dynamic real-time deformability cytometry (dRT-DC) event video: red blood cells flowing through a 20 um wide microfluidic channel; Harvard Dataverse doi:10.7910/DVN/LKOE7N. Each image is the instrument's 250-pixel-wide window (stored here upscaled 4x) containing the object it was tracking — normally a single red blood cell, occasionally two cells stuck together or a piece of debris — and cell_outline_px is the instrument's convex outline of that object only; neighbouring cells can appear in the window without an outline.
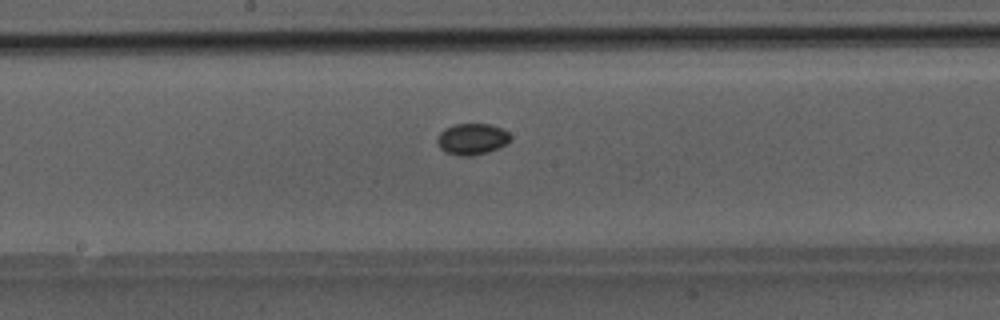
{"species": "Egyptian fruit bat (a non-hibernating species)", "species_latin": "Rousettus aegyptiacus", "temperature_condition": "room temperature", "stored_images_in_passage": 21, "camera_frame_rate_fps": 3000, "um_per_image_px": 0.085, "animal": {"sex": "male"}, "frame": {"image": 1, "passage_image": 12, "time_ms": 3.667, "image_size_px": [1000, 320], "cell_outline_px": [[512, 136], [504, 144], [488, 152], [472, 156], [460, 156], [444, 152], [440, 148], [436, 140], [440, 132], [444, 128], [456, 124], [488, 124], [504, 128]], "centroid_in_image_um": [40.1, 11.81], "position_along_channel_um": 208.1, "area_um2": 13.35}}
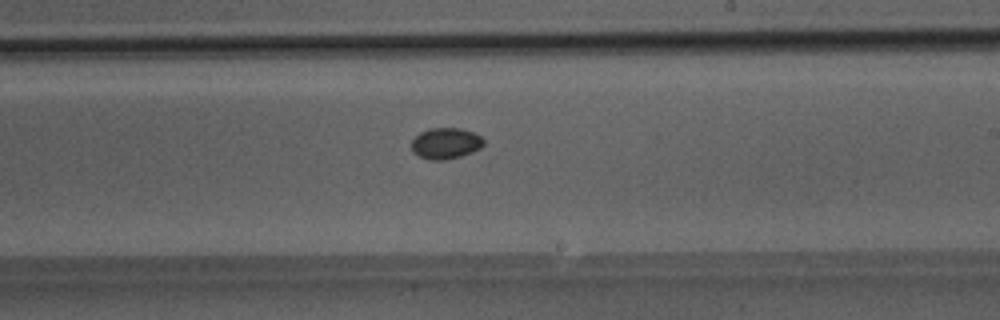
{"frame": {"image": 2, "passage_image": 15, "time_ms": 4.667, "image_size_px": [1000, 320], "cell_outline_px": [[484, 144], [480, 148], [472, 152], [460, 156], [444, 160], [428, 160], [412, 152], [412, 140], [420, 132], [428, 128], [460, 128], [472, 132], [480, 136], [484, 140]], "centroid_in_image_um": [37.87, 12.18], "position_along_channel_um": 251.1, "area_um2": 13.06}}